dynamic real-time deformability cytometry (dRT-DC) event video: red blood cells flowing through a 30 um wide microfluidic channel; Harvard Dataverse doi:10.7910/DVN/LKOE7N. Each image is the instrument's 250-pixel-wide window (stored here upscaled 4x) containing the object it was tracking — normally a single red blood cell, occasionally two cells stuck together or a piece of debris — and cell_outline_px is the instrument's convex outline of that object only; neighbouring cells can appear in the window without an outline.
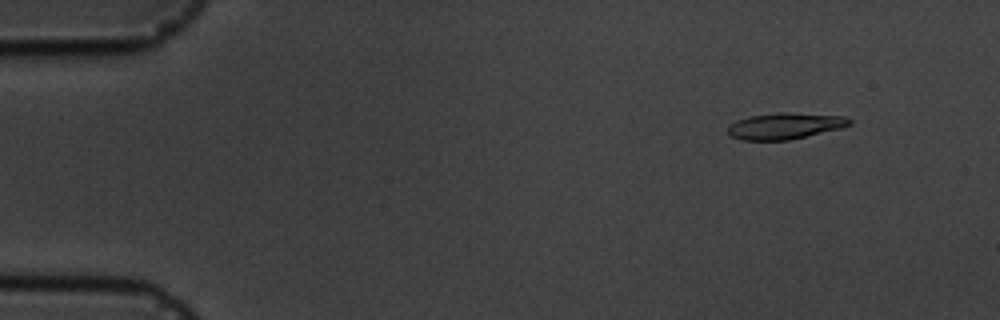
{"species": "common noctule bat (a hibernating species)", "species_latin": "Nyctalus noctula", "temperature_condition": "cold", "stored_images_in_passage": 5, "camera_frame_rate_fps": 3000, "um_per_image_px": 0.085, "animal": {"sex": "male", "body_mass_g": 19.5, "forearm_length_mm": 54.6}, "frame": {"image": 1, "passage_image": 2, "time_ms": 1.0, "image_size_px": [1000, 320], "cell_outline_px": [[852, 124], [840, 128], [788, 140], [740, 140], [728, 136], [728, 128], [736, 120], [748, 116], [780, 112], [788, 112], [844, 116], [852, 120]], "centroid_in_image_um": [66.69, 10.7], "position_along_channel_um": 18.3, "area_um2": 18.61}}
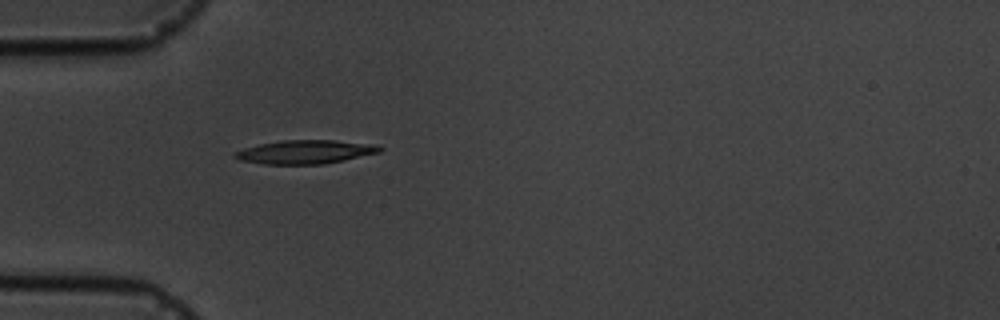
{"frame": {"image": 2, "passage_image": 5, "time_ms": 4.667, "image_size_px": [1000, 320], "cell_outline_px": [[384, 148], [380, 152], [344, 160], [324, 164], [264, 164], [240, 160], [232, 156], [236, 152], [244, 148], [260, 144], [280, 140], [332, 140], [376, 144]], "centroid_in_image_um": [25.97, 12.91], "position_along_channel_um": 59.0, "area_um2": 19.94}}